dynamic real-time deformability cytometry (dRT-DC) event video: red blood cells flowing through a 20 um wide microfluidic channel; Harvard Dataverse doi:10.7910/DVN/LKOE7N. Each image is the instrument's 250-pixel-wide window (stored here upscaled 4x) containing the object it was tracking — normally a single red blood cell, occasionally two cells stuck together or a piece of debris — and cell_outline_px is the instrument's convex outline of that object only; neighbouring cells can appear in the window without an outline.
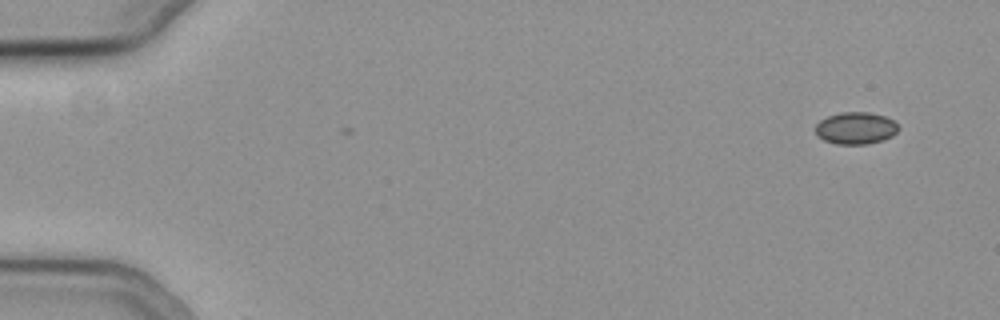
{"species": "common noctule bat (a hibernating species)", "species_latin": "Nyctalus noctula", "temperature_condition": "cold", "stored_images_in_passage": 2, "camera_frame_rate_fps": 3000, "um_per_image_px": 0.085, "animal": {"sex": "female", "body_mass_g": 19.3, "forearm_length_mm": 54.1}, "frame": {"image": 1, "passage_image": 1, "time_ms": 0.0, "image_size_px": [1000, 320], "cell_outline_px": [[900, 128], [892, 136], [868, 144], [836, 144], [824, 140], [816, 136], [816, 124], [820, 120], [828, 116], [840, 112], [868, 112], [884, 116], [892, 120]], "centroid_in_image_um": [72.71, 10.89], "position_along_channel_um": 12.3, "area_um2": 15.43}}